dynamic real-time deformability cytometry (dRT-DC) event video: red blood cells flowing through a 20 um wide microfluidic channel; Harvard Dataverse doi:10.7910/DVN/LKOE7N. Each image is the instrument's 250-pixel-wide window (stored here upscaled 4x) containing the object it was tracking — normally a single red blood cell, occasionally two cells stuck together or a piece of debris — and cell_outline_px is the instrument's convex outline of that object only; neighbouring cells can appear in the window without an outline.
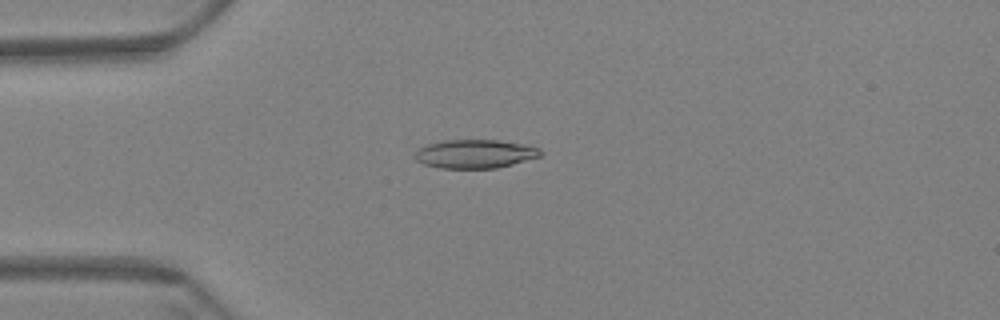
{"species": "Egyptian fruit bat (a non-hibernating species)", "species_latin": "Rousettus aegyptiacus", "temperature_condition": "warm", "stored_images_in_passage": 60, "camera_frame_rate_fps": 3000, "um_per_image_px": 0.085, "animal": {"sex": "female"}, "frame": {"image": 1, "passage_image": 16, "time_ms": 5.0, "image_size_px": [1000, 320], "cell_outline_px": [[544, 152], [540, 156], [512, 164], [496, 168], [440, 168], [424, 164], [416, 160], [412, 156], [420, 148], [428, 144], [444, 140], [496, 140], [528, 144], [540, 148]], "centroid_in_image_um": [40.4, 13.07], "position_along_channel_um": 44.6, "area_um2": 21.04}}
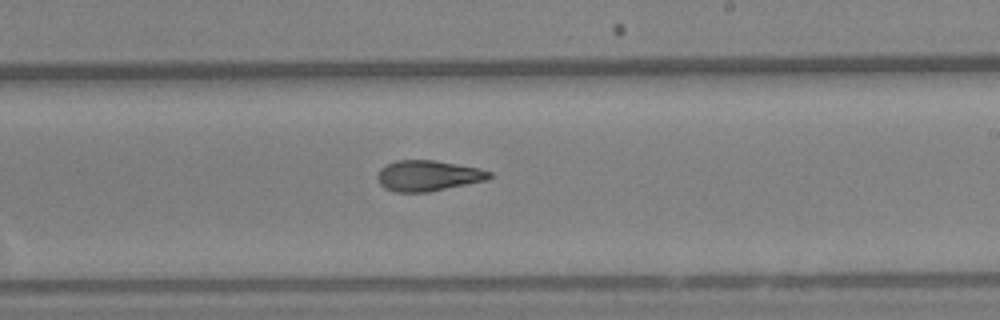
{"frame": {"image": 2, "passage_image": 36, "time_ms": 11.667, "image_size_px": [1000, 320], "cell_outline_px": [[492, 176], [488, 180], [428, 192], [396, 192], [384, 188], [380, 184], [376, 176], [380, 168], [396, 160], [432, 160], [480, 168], [492, 172]], "centroid_in_image_um": [36.38, 14.94], "position_along_channel_um": 252.6, "area_um2": 20.06}}
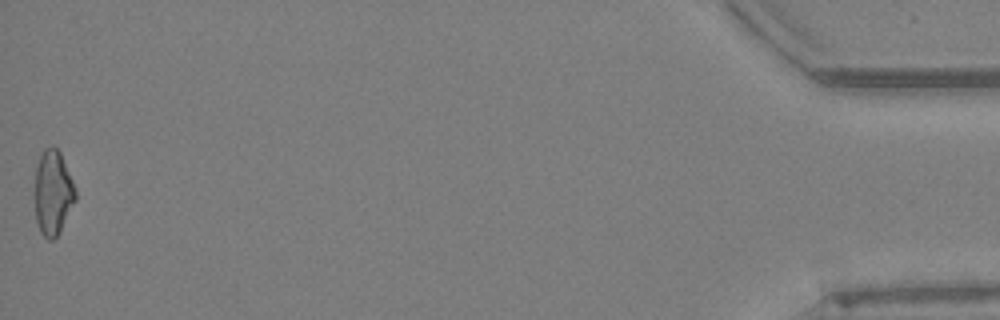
{"frame": {"image": 3, "passage_image": 60, "time_ms": 19.667, "image_size_px": [1000, 320], "cell_outline_px": [[76, 200], [60, 232], [52, 240], [48, 240], [40, 232], [36, 220], [32, 192], [36, 168], [40, 156], [44, 148], [52, 144], [60, 152], [76, 188]], "centroid_in_image_um": [4.46, 16.38], "position_along_channel_um": 430.7, "area_um2": 20.75}, "authors_computed_cell_mechanics": {"area_um2": 20.519, "velocity_mm_per_s": 3.4296, "shape_relaxation_time_tau1_ms": 11.2032, "shape_relaxation_time_tau2_ms": 2.1618, "deformation_change_tau1": 0.2489, "deformation_change_tau2": 0.0943}}